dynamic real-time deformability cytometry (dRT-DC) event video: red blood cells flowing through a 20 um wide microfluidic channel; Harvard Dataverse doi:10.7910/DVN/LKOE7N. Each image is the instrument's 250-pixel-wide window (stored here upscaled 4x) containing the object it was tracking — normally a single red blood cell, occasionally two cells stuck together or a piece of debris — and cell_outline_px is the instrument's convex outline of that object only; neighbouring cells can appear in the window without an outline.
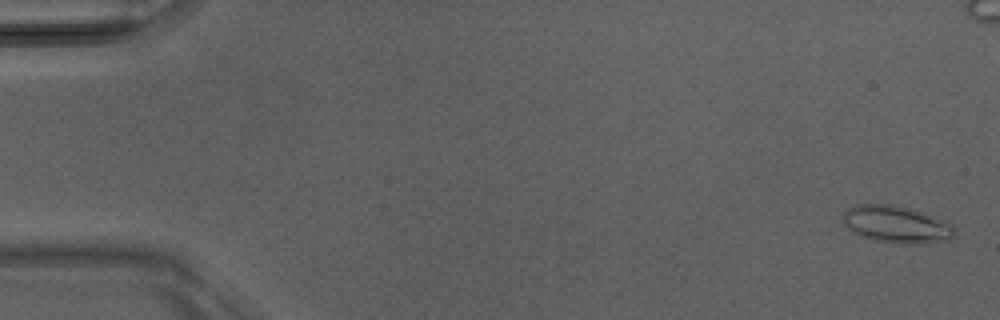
{"species": "Egyptian fruit bat (a non-hibernating species)", "species_latin": "Rousettus aegyptiacus", "temperature_condition": "room temperature", "stored_images_in_passage": 4, "camera_frame_rate_fps": 3000, "um_per_image_px": 0.085, "animal": {"sex": "male"}, "frame": {"image": 1, "passage_image": 1, "time_ms": 0.0, "image_size_px": [1000, 320], "cell_outline_px": [[952, 236], [948, 240], [924, 244], [896, 244], [872, 240], [852, 232], [840, 220], [844, 212], [848, 208], [856, 204], [888, 204], [908, 208], [924, 212], [948, 224], [952, 228]], "centroid_in_image_um": [76.1, 19.08], "position_along_channel_um": 8.9, "area_um2": 24.1}}